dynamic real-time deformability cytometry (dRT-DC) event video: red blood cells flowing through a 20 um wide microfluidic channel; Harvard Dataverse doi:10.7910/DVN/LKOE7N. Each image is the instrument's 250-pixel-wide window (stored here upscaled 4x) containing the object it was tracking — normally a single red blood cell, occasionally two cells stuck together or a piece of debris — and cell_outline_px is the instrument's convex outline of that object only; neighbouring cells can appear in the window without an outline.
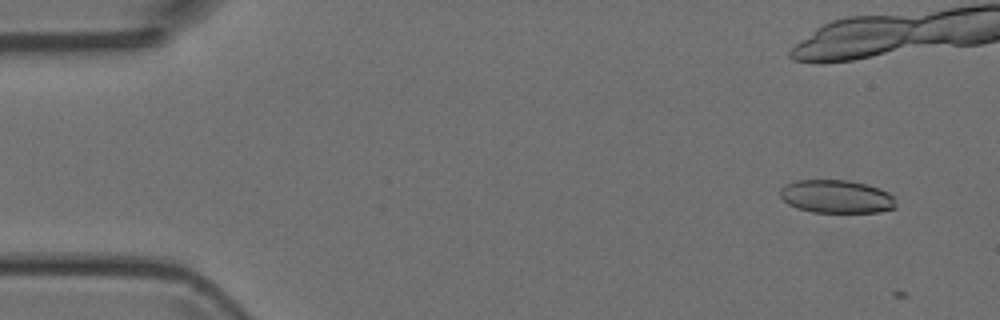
{"species": "Egyptian fruit bat (a non-hibernating species)", "species_latin": "Rousettus aegyptiacus", "temperature_condition": "room temperature", "stored_images_in_passage": 5, "camera_frame_rate_fps": 3000, "um_per_image_px": 0.085, "animal": {"sex": "female"}, "frame": {"image": 1, "passage_image": 4, "time_ms": 1.0, "image_size_px": [1000, 320], "cell_outline_px": [[896, 208], [880, 212], [812, 212], [788, 204], [780, 196], [780, 188], [796, 180], [848, 180], [880, 188], [888, 192], [892, 196], [896, 204]], "centroid_in_image_um": [71.11, 16.71], "position_along_channel_um": 13.9, "area_um2": 22.25}}